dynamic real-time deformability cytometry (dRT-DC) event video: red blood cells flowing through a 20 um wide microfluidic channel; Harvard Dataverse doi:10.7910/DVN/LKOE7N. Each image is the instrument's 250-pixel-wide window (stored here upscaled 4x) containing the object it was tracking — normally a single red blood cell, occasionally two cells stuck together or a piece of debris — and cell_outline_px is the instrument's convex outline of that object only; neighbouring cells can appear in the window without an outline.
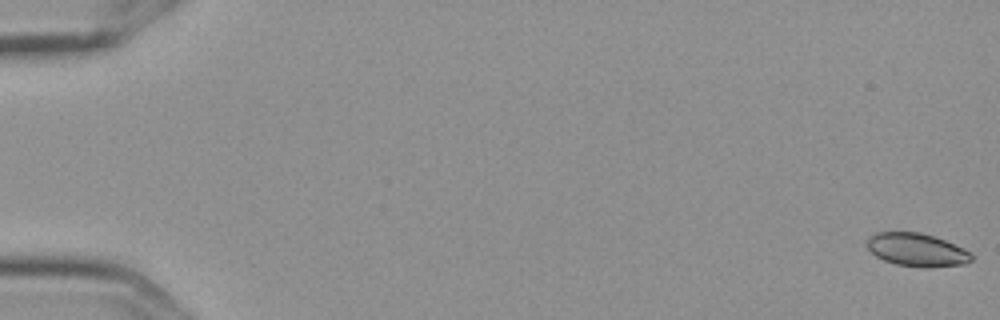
{"species": "Egyptian fruit bat (a non-hibernating species)", "species_latin": "Rousettus aegyptiacus", "temperature_condition": "cold", "stored_images_in_passage": 7, "camera_frame_rate_fps": 3000, "um_per_image_px": 0.085, "frame": {"image": 1, "passage_image": 1, "time_ms": 0.0, "image_size_px": [1000, 320], "cell_outline_px": [[972, 260], [964, 264], [924, 268], [896, 264], [884, 260], [876, 256], [868, 248], [868, 236], [876, 232], [920, 232], [936, 236], [964, 248], [972, 252]], "centroid_in_image_um": [77.96, 21.23], "position_along_channel_um": 7.0, "area_um2": 20.29}}
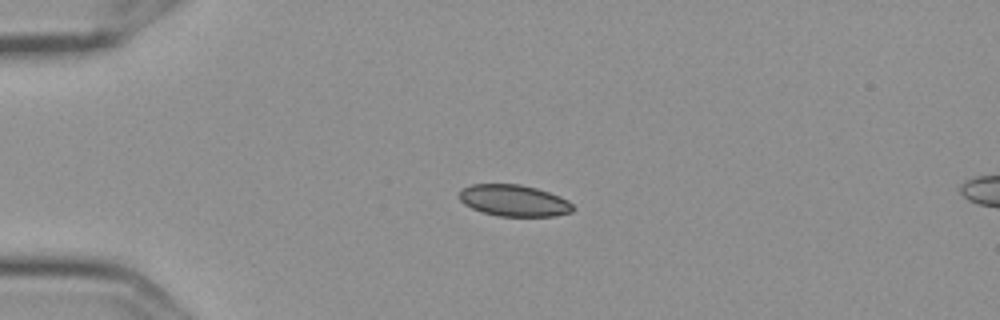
{"frame": {"image": 2, "passage_image": 5, "time_ms": 1.333, "image_size_px": [1000, 320], "cell_outline_px": [[576, 208], [572, 212], [556, 216], [496, 216], [472, 208], [464, 204], [460, 200], [460, 188], [472, 184], [520, 184], [536, 188], [560, 196], [568, 200]], "centroid_in_image_um": [43.7, 17.05], "position_along_channel_um": 41.3, "area_um2": 20.98}}
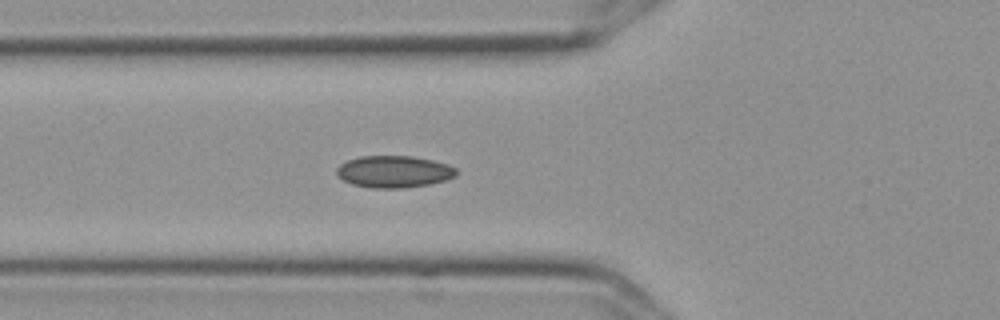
{"frame": {"image": 3, "passage_image": 7, "time_ms": 2.0, "image_size_px": [1000, 320], "cell_outline_px": [[456, 176], [444, 180], [428, 184], [404, 188], [368, 188], [352, 184], [344, 180], [336, 172], [336, 168], [340, 164], [348, 160], [360, 156], [412, 156], [432, 160], [448, 164], [456, 168]], "centroid_in_image_um": [33.47, 14.59], "position_along_channel_um": 92.3, "area_um2": 22.2}}